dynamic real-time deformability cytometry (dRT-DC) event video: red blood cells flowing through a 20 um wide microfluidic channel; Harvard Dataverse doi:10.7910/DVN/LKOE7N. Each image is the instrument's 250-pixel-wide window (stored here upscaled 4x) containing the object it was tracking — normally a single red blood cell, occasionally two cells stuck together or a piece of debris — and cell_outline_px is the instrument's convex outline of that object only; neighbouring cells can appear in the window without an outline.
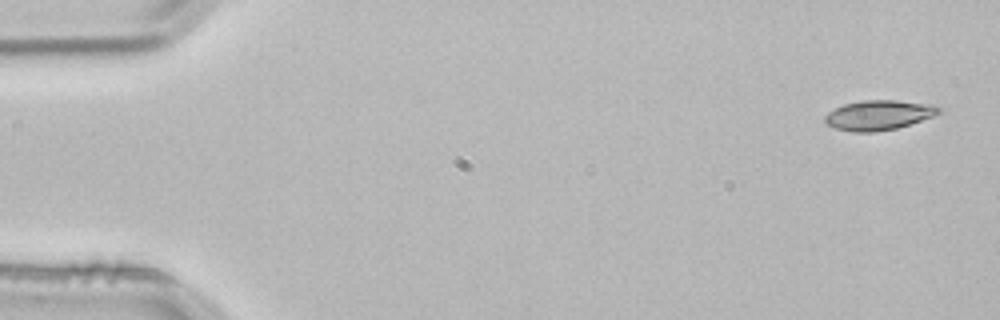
{"species": "common noctule bat (a hibernating species)", "species_latin": "Nyctalus noctula", "temperature_condition": "room temperature", "stored_images_in_passage": 4, "segment_of_instrument_passage": [1, 2], "camera_frame_rate_fps": 3000, "um_per_image_px": 0.085, "animal": {"sex": "male", "body_mass_g": 21.5, "forearm_length_mm": 52.0}, "frame": {"image": 1, "passage_image": 1, "time_ms": 0.0, "image_size_px": [1000, 320], "cell_outline_px": [[944, 112], [896, 128], [876, 132], [852, 132], [836, 128], [824, 124], [824, 116], [828, 112], [844, 104], [864, 100], [896, 100], [932, 104], [944, 108]], "centroid_in_image_um": [74.7, 9.78], "position_along_channel_um": 10.3, "area_um2": 19.88}}